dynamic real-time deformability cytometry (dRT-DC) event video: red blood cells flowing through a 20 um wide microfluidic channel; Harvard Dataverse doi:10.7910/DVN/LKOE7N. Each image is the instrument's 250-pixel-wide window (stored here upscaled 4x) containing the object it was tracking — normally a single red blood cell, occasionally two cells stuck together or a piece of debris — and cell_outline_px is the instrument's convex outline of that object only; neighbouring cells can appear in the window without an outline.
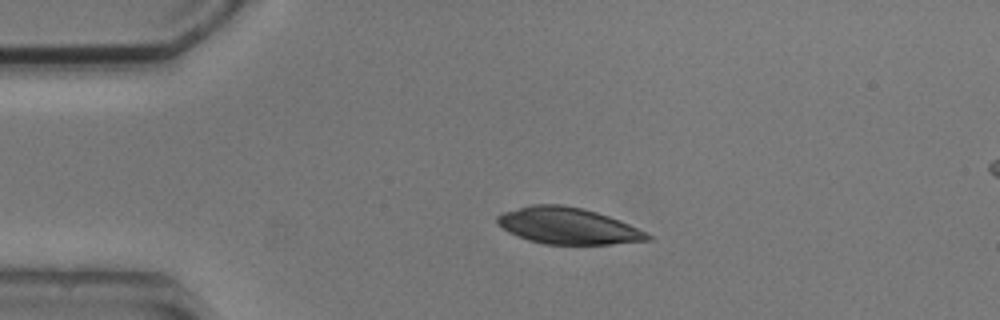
{"species": "common noctule bat (a hibernating species)", "species_latin": "Nyctalus noctula", "temperature_condition": "cold", "stored_images_in_passage": 4, "segment_of_instrument_passage": [1, 2], "camera_frame_rate_fps": 3000, "um_per_image_px": 0.085, "animal": {"sex": "male", "body_mass_g": 20.5, "forearm_length_mm": 52.5}, "frame": {"image": 1, "passage_image": 2, "time_ms": 2.0, "image_size_px": [1000, 320], "cell_outline_px": [[652, 240], [612, 244], [544, 244], [528, 240], [508, 232], [496, 224], [496, 216], [504, 212], [532, 204], [560, 204], [580, 208], [596, 212], [620, 220], [652, 236]], "centroid_in_image_um": [48.24, 19.2], "position_along_channel_um": 36.8, "area_um2": 31.73}}